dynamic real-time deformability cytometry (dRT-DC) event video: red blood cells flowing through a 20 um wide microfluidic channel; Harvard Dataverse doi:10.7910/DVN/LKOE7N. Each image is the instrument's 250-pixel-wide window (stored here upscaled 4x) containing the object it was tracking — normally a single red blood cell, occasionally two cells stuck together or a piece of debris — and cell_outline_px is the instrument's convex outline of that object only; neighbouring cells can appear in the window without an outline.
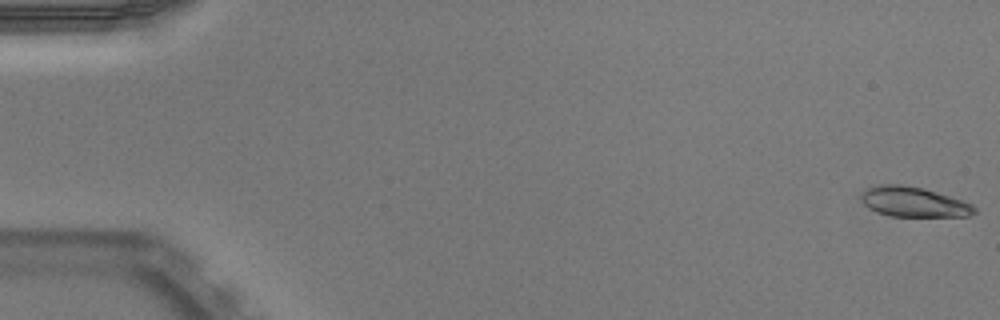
{"species": "Egyptian fruit bat (a non-hibernating species)", "species_latin": "Rousettus aegyptiacus", "temperature_condition": "warm", "stored_images_in_passage": 52, "segment_of_instrument_passage": [1, 2], "camera_frame_rate_fps": 3000, "um_per_image_px": 0.085, "animal": {"sex": "male"}, "frame": {"image": 1, "passage_image": 1, "time_ms": 0.0, "image_size_px": [1000, 320], "cell_outline_px": [[976, 212], [968, 216], [888, 216], [876, 212], [868, 208], [864, 204], [860, 196], [868, 188], [880, 184], [900, 184], [924, 188], [972, 204], [976, 208]], "centroid_in_image_um": [77.63, 17.17], "position_along_channel_um": 7.4, "area_um2": 19.65}}
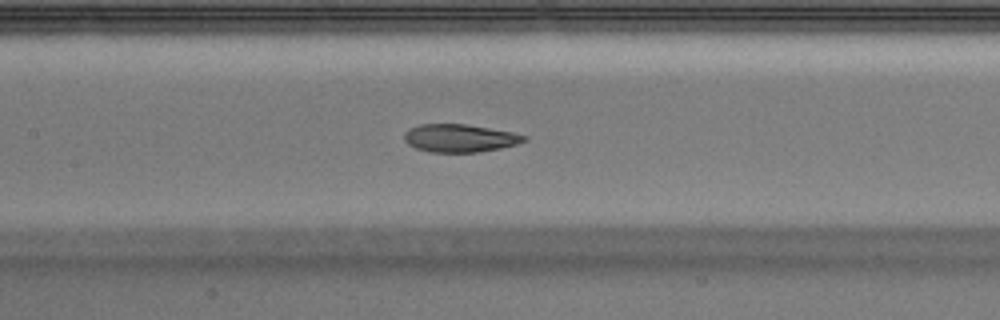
{"frame": {"image": 2, "passage_image": 25, "time_ms": 8.0, "image_size_px": [1000, 320], "cell_outline_px": [[528, 140], [516, 144], [500, 148], [480, 152], [432, 152], [416, 148], [408, 144], [404, 140], [404, 132], [408, 128], [420, 124], [468, 124], [512, 132], [528, 136]], "centroid_in_image_um": [39.08, 11.73], "position_along_channel_um": 168.3, "area_um2": 19.59}}
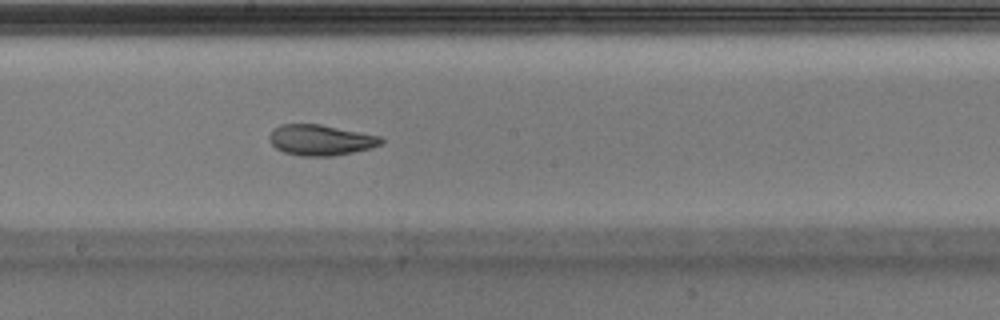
{"frame": {"image": 3, "passage_image": 29, "time_ms": 9.333, "image_size_px": [1000, 320], "cell_outline_px": [[384, 140], [380, 144], [372, 148], [332, 156], [300, 156], [284, 152], [276, 148], [268, 140], [268, 136], [272, 128], [280, 124], [320, 124], [380, 136]], "centroid_in_image_um": [27.2, 11.9], "position_along_channel_um": 221.0, "area_um2": 20.06}}